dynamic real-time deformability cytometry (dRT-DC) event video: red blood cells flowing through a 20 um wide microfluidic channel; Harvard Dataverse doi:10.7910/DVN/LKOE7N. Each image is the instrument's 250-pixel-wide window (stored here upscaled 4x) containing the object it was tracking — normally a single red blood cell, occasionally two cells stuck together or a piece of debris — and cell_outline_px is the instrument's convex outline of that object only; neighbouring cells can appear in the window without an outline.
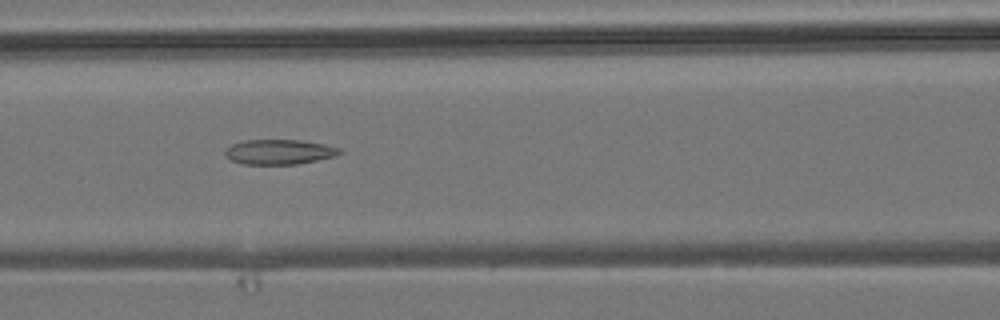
{"species": "common noctule bat (a hibernating species)", "species_latin": "Nyctalus noctula", "temperature_condition": "room temperature", "stored_images_in_passage": 9, "camera_frame_rate_fps": 3000, "um_per_image_px": 0.085, "animal": {"sex": "male", "body_mass_g": 19.2, "forearm_length_mm": 51.8}, "frame": {"image": 1, "passage_image": 7, "time_ms": 8.0, "image_size_px": [1000, 320], "cell_outline_px": [[344, 152], [336, 156], [296, 164], [240, 164], [232, 160], [224, 152], [232, 144], [244, 140], [300, 140], [324, 144], [340, 148]], "centroid_in_image_um": [23.77, 12.91], "position_along_channel_um": 142.8, "area_um2": 16.53}}
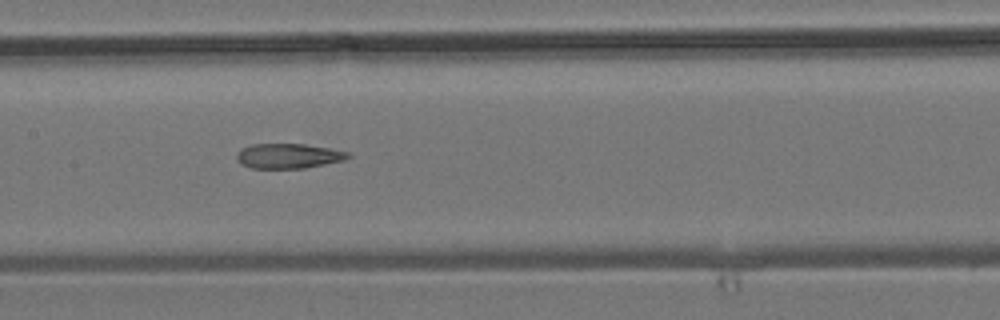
{"frame": {"image": 2, "passage_image": 8, "time_ms": 9.0, "image_size_px": [1000, 320], "cell_outline_px": [[352, 156], [344, 160], [304, 168], [252, 168], [240, 164], [236, 160], [236, 152], [240, 148], [252, 144], [304, 144], [328, 148], [348, 152]], "centroid_in_image_um": [24.46, 13.25], "position_along_channel_um": 182.9, "area_um2": 16.18}}
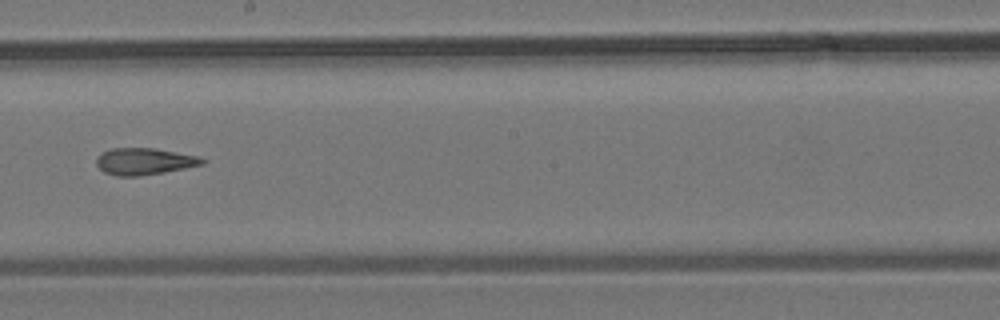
{"frame": {"image": 3, "passage_image": 9, "time_ms": 10.333, "image_size_px": [1000, 320], "cell_outline_px": [[208, 160], [204, 164], [164, 172], [140, 176], [116, 176], [104, 172], [96, 164], [96, 156], [100, 152], [112, 148], [156, 148], [200, 156]], "centroid_in_image_um": [12.27, 13.71], "position_along_channel_um": 235.9, "area_um2": 16.76}}